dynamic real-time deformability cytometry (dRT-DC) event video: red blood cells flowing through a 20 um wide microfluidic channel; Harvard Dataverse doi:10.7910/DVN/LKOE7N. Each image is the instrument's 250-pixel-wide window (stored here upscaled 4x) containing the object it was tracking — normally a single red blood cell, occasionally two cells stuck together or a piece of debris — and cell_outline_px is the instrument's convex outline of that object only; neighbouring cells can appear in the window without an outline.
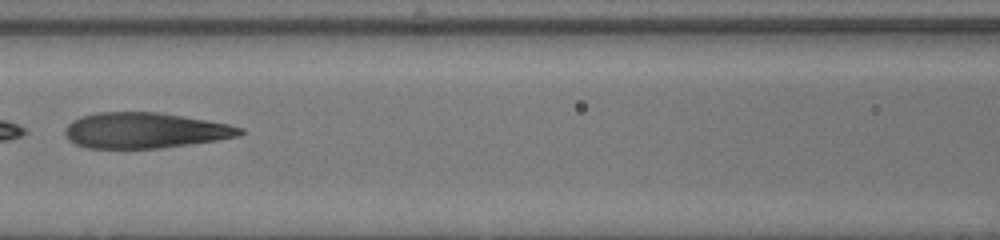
{"species": "human", "species_latin": "Homo sapiens", "temperature_condition": "warm", "stored_images_in_passage": 44, "camera_frame_rate_fps": 3000, "um_per_image_px": 0.085, "donor": {"sex": "male"}, "frame": {"image": 1, "passage_image": 20, "time_ms": 6.333, "image_size_px": [1000, 240], "cell_outline_px": [[244, 132], [240, 136], [216, 140], [160, 148], [88, 148], [76, 144], [68, 140], [64, 132], [64, 128], [72, 120], [80, 116], [96, 112], [156, 112], [228, 124], [244, 128]], "centroid_in_image_um": [12.27, 11.08], "position_along_channel_um": 154.3, "area_um2": 36.18}}
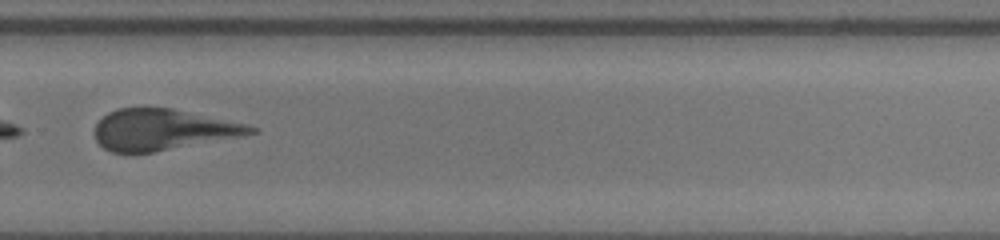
{"frame": {"image": 2, "passage_image": 31, "time_ms": 10.0, "image_size_px": [1000, 240], "cell_outline_px": [[260, 132], [240, 136], [152, 152], [112, 152], [104, 148], [96, 140], [96, 124], [108, 112], [116, 108], [140, 104], [172, 108], [248, 124], [260, 128]], "centroid_in_image_um": [13.83, 10.96], "position_along_channel_um": 316.0, "area_um2": 37.74}}